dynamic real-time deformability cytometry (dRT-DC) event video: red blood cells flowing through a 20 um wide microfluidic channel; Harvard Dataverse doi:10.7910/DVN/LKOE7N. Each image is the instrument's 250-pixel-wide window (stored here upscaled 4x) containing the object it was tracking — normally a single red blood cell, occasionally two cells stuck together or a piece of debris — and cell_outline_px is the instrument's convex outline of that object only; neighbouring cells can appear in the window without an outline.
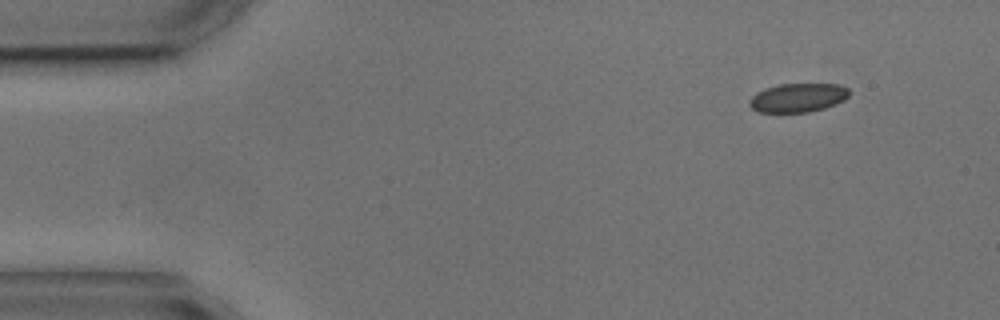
{"species": "common noctule bat (a hibernating species)", "species_latin": "Nyctalus noctula", "temperature_condition": "cold", "stored_images_in_passage": 9, "camera_frame_rate_fps": 3000, "um_per_image_px": 0.085, "animal": {"sex": "male", "body_mass_g": 17.9, "forearm_length_mm": 54.2}, "frame": {"image": 1, "passage_image": 1, "time_ms": 0.0, "image_size_px": [1000, 320], "cell_outline_px": [[848, 96], [844, 100], [836, 104], [824, 108], [808, 112], [760, 112], [752, 108], [748, 104], [748, 100], [756, 92], [780, 84], [836, 84], [848, 88]], "centroid_in_image_um": [67.81, 8.31], "position_along_channel_um": 17.2, "area_um2": 16.65}}
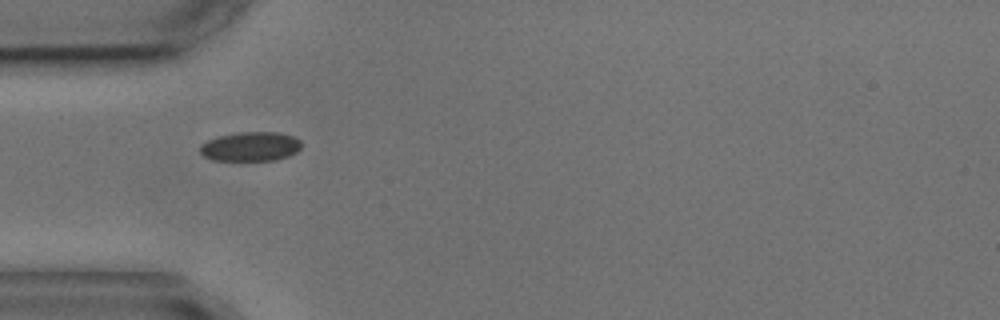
{"frame": {"image": 2, "passage_image": 4, "time_ms": 3.667, "image_size_px": [1000, 320], "cell_outline_px": [[300, 148], [296, 152], [288, 156], [276, 160], [212, 160], [204, 156], [200, 152], [200, 144], [208, 140], [220, 136], [236, 132], [276, 132], [292, 136], [300, 140]], "centroid_in_image_um": [21.28, 12.45], "position_along_channel_um": 63.7, "area_um2": 17.22}}
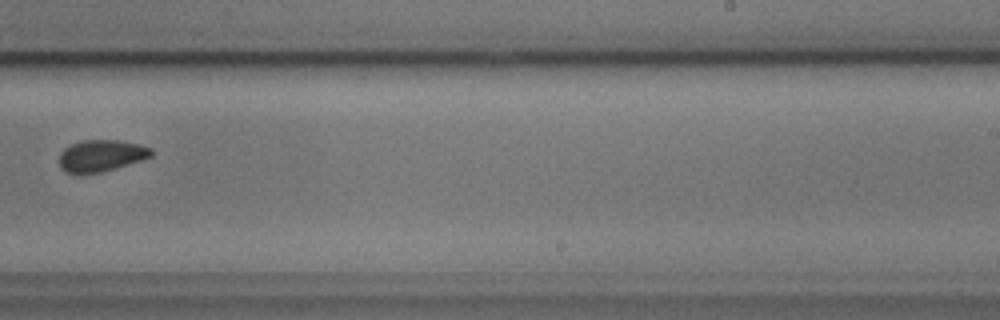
{"frame": {"image": 3, "passage_image": 9, "time_ms": 9.667, "image_size_px": [1000, 320], "cell_outline_px": [[152, 156], [144, 160], [116, 168], [100, 172], [64, 172], [60, 168], [60, 152], [64, 148], [72, 144], [84, 140], [120, 140], [140, 144], [152, 148]], "centroid_in_image_um": [8.64, 13.21], "position_along_channel_um": 280.4, "area_um2": 16.94}}